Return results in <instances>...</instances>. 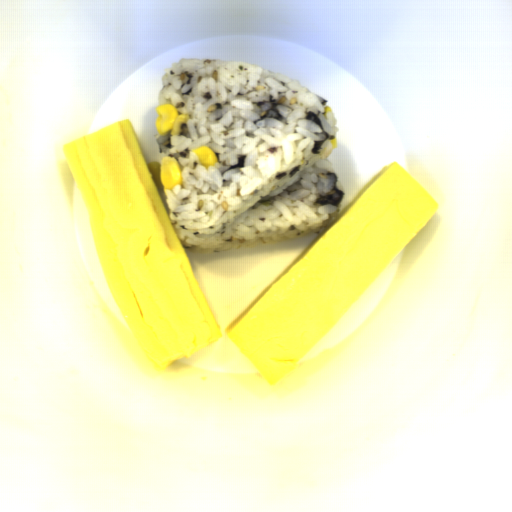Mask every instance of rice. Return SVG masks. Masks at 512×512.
Here are the masks:
<instances>
[{"instance_id":"obj_1","label":"rice","mask_w":512,"mask_h":512,"mask_svg":"<svg viewBox=\"0 0 512 512\" xmlns=\"http://www.w3.org/2000/svg\"><path fill=\"white\" fill-rule=\"evenodd\" d=\"M163 104L188 115L179 136L155 135L156 163L173 157L181 170L182 185L156 189L183 250L321 234L342 212L329 160L339 126L313 90L244 62L181 58L163 74ZM204 146L219 159L208 170L192 153Z\"/></svg>"}]
</instances>
